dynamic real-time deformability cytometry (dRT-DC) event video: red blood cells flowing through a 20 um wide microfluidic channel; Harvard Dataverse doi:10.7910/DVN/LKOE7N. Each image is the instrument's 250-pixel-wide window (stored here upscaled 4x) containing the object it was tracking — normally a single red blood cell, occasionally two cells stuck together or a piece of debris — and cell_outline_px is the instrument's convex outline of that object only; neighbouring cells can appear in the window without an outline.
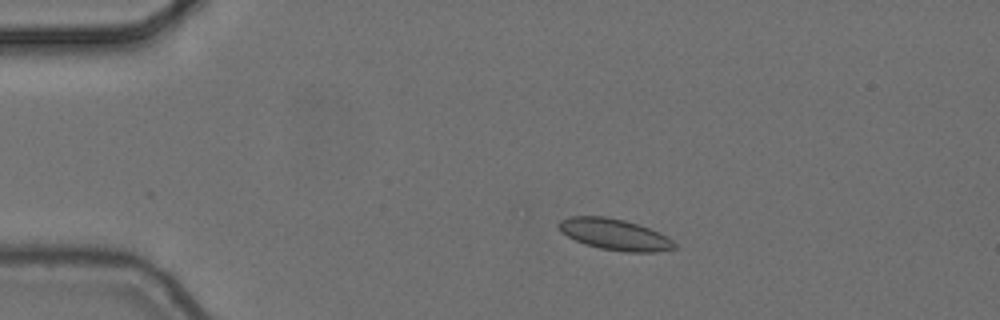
{"species": "common noctule bat (a hibernating species)", "species_latin": "Nyctalus noctula", "temperature_condition": "cold", "stored_images_in_passage": 3, "camera_frame_rate_fps": 3000, "um_per_image_px": 0.085, "animal": {"sex": "female", "body_mass_g": 24.6, "forearm_length_mm": 56.2}, "frame": {"image": 1, "passage_image": 1, "time_ms": 0.0, "image_size_px": [1000, 320], "cell_outline_px": [[676, 248], [656, 252], [624, 252], [600, 248], [584, 244], [560, 232], [556, 224], [560, 220], [568, 216], [604, 216], [624, 220], [640, 224], [668, 236], [676, 244]], "centroid_in_image_um": [52.24, 19.92], "position_along_channel_um": 32.8, "area_um2": 21.27}}